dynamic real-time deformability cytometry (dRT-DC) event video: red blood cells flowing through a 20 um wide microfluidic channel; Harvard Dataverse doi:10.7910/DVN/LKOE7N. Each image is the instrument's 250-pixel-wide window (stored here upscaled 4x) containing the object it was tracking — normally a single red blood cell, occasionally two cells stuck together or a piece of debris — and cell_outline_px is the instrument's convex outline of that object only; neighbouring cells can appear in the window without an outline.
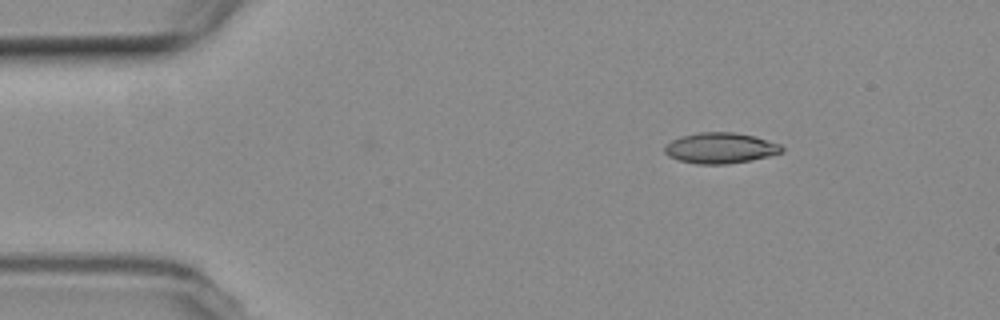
{"species": "common noctule bat (a hibernating species)", "species_latin": "Nyctalus noctula", "temperature_condition": "room temperature", "stored_images_in_passage": 3, "segment_of_instrument_passage": [2, 2], "camera_frame_rate_fps": 3000, "um_per_image_px": 0.085, "animal": {"sex": "female", "body_mass_g": 19.3, "forearm_length_mm": 54.1}, "frame": {"image": 1, "passage_image": 3, "time_ms": 17.0, "image_size_px": [1000, 320], "cell_outline_px": [[784, 152], [752, 160], [728, 164], [696, 164], [680, 160], [668, 156], [664, 152], [664, 148], [672, 140], [680, 136], [700, 132], [732, 132], [752, 136], [780, 144], [784, 148]], "centroid_in_image_um": [61.23, 12.59], "position_along_channel_um": 23.8, "area_um2": 20.87}}